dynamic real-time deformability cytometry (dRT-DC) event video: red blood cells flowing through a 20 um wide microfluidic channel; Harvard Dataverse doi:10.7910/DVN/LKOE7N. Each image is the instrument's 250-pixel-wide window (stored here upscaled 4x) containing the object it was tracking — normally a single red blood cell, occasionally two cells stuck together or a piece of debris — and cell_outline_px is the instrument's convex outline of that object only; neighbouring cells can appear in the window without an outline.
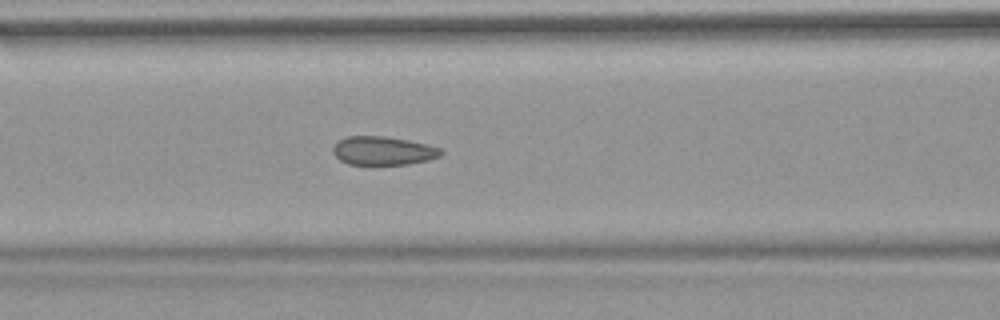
{"species": "common noctule bat (a hibernating species)", "species_latin": "Nyctalus noctula", "temperature_condition": "warm", "stored_images_in_passage": 53, "camera_frame_rate_fps": 3000, "um_per_image_px": 0.085, "animal": {"sex": "female", "body_mass_g": 18.4}, "frame": {"image": 1, "passage_image": 23, "time_ms": 7.333, "image_size_px": [1000, 320], "cell_outline_px": [[444, 152], [440, 156], [428, 160], [408, 164], [372, 168], [348, 164], [340, 160], [332, 152], [332, 148], [340, 140], [348, 136], [384, 136], [408, 140], [428, 144], [440, 148]], "centroid_in_image_um": [32.55, 12.87], "position_along_channel_um": 134.0, "area_um2": 18.79}, "authors_computed_cell_mechanics": {"area_um2": 18.785, "velocity_mm_per_s": 3.8325, "shape_relaxation_time_tau1_ms": null, "shape_relaxation_time_tau2_ms": 1.0434, "deformation_change_tau1": null, "deformation_change_tau2": 0.0587}}